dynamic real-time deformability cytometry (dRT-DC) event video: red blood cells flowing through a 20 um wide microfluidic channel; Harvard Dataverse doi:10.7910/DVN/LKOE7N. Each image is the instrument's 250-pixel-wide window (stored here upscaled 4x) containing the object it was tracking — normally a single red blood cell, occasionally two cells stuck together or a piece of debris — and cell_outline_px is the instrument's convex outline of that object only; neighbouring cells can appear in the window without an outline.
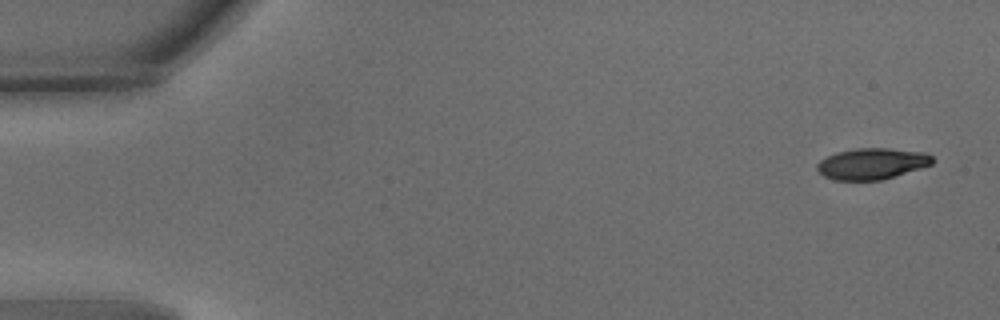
{"species": "common noctule bat (a hibernating species)", "species_latin": "Nyctalus noctula", "temperature_condition": "warm", "stored_images_in_passage": 54, "camera_frame_rate_fps": 3000, "um_per_image_px": 0.085, "animal": {"sex": "male", "body_mass_g": 15.6}, "frame": {"image": 1, "passage_image": 1, "time_ms": 0.0, "image_size_px": [1000, 320], "cell_outline_px": [[936, 160], [932, 164], [920, 168], [880, 180], [832, 180], [824, 176], [816, 168], [816, 164], [820, 160], [836, 152], [856, 148], [888, 148], [924, 152], [932, 156]], "centroid_in_image_um": [74.1, 13.91], "position_along_channel_um": 10.9, "area_um2": 20.92}}
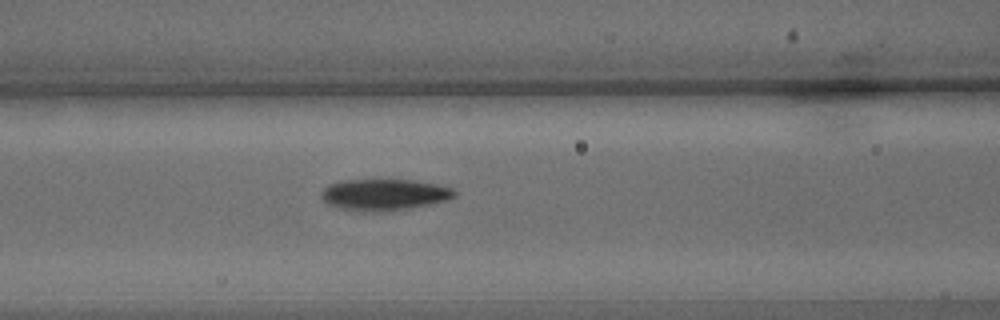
{"frame": {"image": 2, "passage_image": 22, "time_ms": 7.0, "image_size_px": [1000, 320], "cell_outline_px": [[456, 196], [448, 200], [428, 204], [404, 208], [344, 208], [328, 204], [320, 196], [320, 192], [324, 188], [332, 184], [344, 180], [412, 180], [436, 184], [452, 188], [456, 192]], "centroid_in_image_um": [32.71, 16.48], "position_along_channel_um": 133.9, "area_um2": 22.89}}
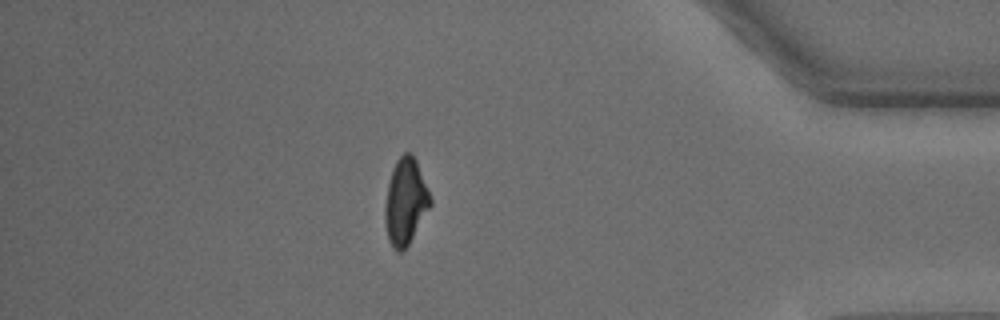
{"frame": {"image": 3, "passage_image": 47, "time_ms": 15.333, "image_size_px": [1000, 320], "cell_outline_px": [[432, 204], [408, 244], [400, 252], [396, 252], [392, 248], [388, 240], [384, 220], [384, 208], [388, 184], [392, 168], [396, 160], [404, 152], [412, 152], [416, 160], [432, 200]], "centroid_in_image_um": [34.44, 17.13], "position_along_channel_um": 400.8, "area_um2": 22.77}, "authors_computed_cell_mechanics": {"area_um2": 22.9466, "velocity_mm_per_s": 3.6407, "shape_relaxation_time_tau1_ms": 3.2033, "shape_relaxation_time_tau2_ms": 2.9481, "deformation_change_tau1": 0.1538, "deformation_change_tau2": 0.092}}